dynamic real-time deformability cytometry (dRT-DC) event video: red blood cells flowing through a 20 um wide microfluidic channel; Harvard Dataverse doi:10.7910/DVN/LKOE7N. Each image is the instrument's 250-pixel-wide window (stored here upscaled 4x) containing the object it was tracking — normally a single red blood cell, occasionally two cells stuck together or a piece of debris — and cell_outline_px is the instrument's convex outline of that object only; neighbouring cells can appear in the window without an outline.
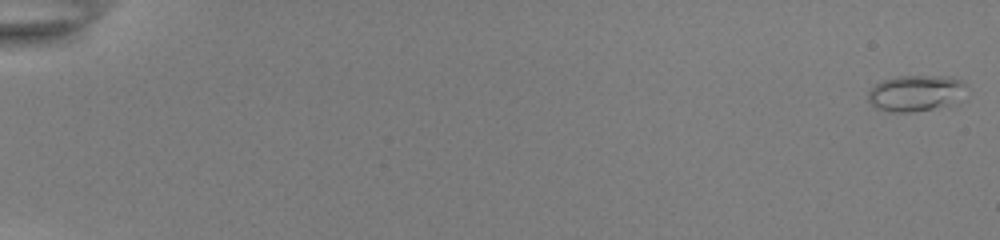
{"species": "common noctule bat (a hibernating species)", "species_latin": "Nyctalus noctula", "temperature_condition": "room temperature", "stored_images_in_passage": 54, "camera_frame_rate_fps": 3000, "um_per_image_px": 0.085, "animal": {"sex": "female", "body_mass_g": 22.0, "forearm_length_mm": 56.7}, "frame": {"image": 1, "passage_image": 1, "time_ms": 0.0, "image_size_px": [1000, 240], "cell_outline_px": [[968, 84], [948, 104], [932, 108], [912, 112], [888, 112], [876, 108], [868, 100], [868, 92], [876, 84], [884, 80], [900, 76], [948, 76], [960, 80]], "centroid_in_image_um": [77.74, 7.9], "position_along_channel_um": 7.3, "area_um2": 20.0}}
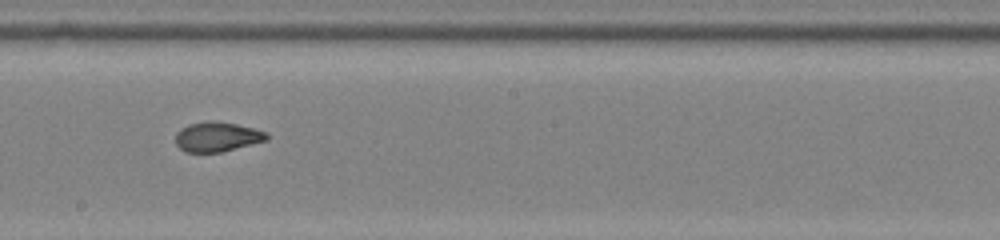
{"frame": {"image": 2, "passage_image": 33, "time_ms": 10.667, "image_size_px": [1000, 240], "cell_outline_px": [[268, 140], [220, 152], [184, 152], [176, 144], [176, 132], [180, 128], [188, 124], [208, 120], [212, 120], [236, 124], [268, 132]], "centroid_in_image_um": [18.44, 11.62], "position_along_channel_um": 229.8, "area_um2": 15.84}}
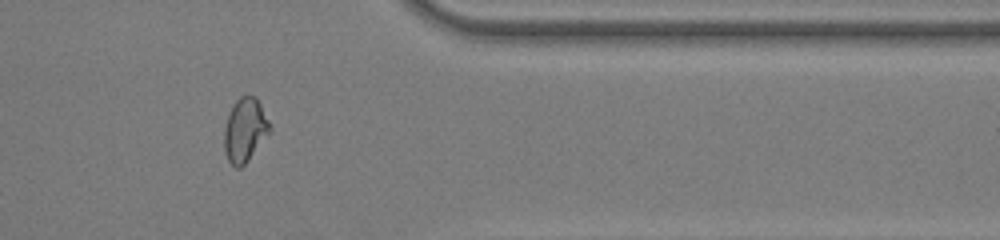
{"frame": {"image": 3, "passage_image": 46, "time_ms": 15.0, "image_size_px": [1000, 240], "cell_outline_px": [[272, 128], [248, 160], [240, 168], [236, 168], [228, 160], [224, 148], [224, 128], [228, 112], [232, 104], [240, 96], [256, 96]], "centroid_in_image_um": [20.79, 11.03], "position_along_channel_um": 390.6, "area_um2": 16.82}, "authors_computed_cell_mechanics": {"area_um2": 16.9354, "velocity_mm_per_s": 3.9033, "shape_relaxation_time_tau1_ms": null, "shape_relaxation_time_tau2_ms": 0.9351, "deformation_change_tau1": null, "deformation_change_tau2": 0.0632}}